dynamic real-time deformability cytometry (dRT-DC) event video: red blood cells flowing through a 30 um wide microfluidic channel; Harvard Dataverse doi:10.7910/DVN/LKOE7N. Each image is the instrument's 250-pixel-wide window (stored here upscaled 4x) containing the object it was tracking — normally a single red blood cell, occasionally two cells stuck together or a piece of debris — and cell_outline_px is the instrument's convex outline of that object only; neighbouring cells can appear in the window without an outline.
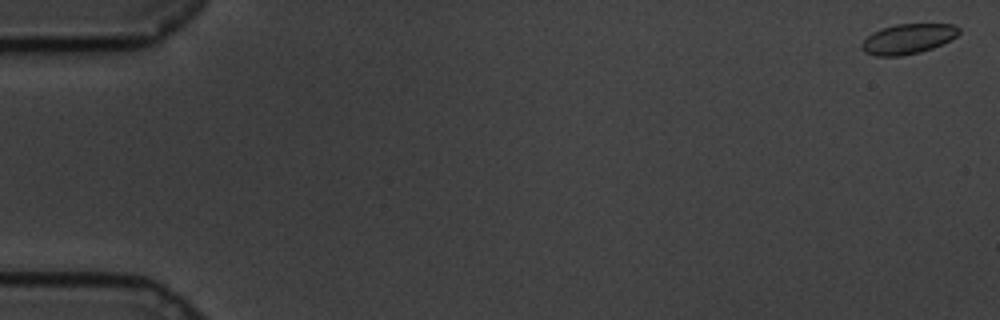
{"species": "common noctule bat (a hibernating species)", "species_latin": "Nyctalus noctula", "temperature_condition": "cold", "stored_images_in_passage": 17, "camera_frame_rate_fps": 3000, "um_per_image_px": 0.085, "animal": {"sex": "male", "body_mass_g": 19.5, "forearm_length_mm": 54.6}, "frame": {"image": 1, "passage_image": 2, "time_ms": 0.333, "image_size_px": [1000, 320], "cell_outline_px": [[960, 32], [956, 36], [932, 48], [920, 52], [900, 56], [876, 56], [864, 52], [860, 48], [860, 44], [872, 32], [880, 28], [896, 24], [952, 24], [960, 28]], "centroid_in_image_um": [77.13, 3.3], "position_along_channel_um": 7.9, "area_um2": 16.99}}
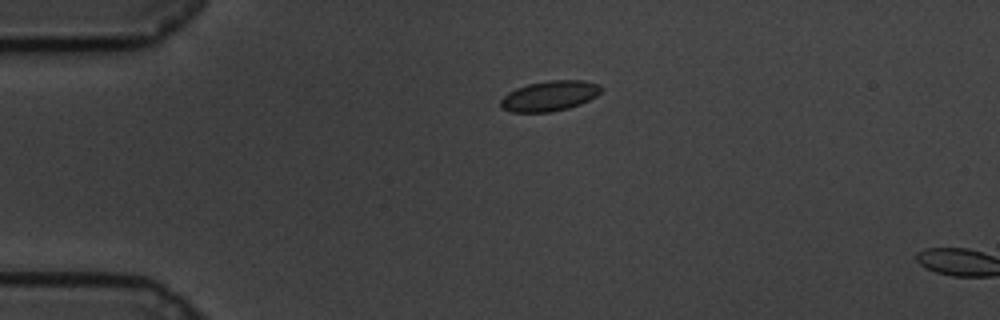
{"frame": {"image": 2, "passage_image": 15, "time_ms": 4.667, "image_size_px": [1000, 320], "cell_outline_px": [[604, 88], [596, 96], [580, 104], [568, 108], [548, 112], [512, 112], [500, 108], [500, 100], [508, 92], [516, 88], [528, 84], [548, 80], [584, 80], [600, 84]], "centroid_in_image_um": [46.72, 8.14], "position_along_channel_um": 38.3, "area_um2": 17.8}}